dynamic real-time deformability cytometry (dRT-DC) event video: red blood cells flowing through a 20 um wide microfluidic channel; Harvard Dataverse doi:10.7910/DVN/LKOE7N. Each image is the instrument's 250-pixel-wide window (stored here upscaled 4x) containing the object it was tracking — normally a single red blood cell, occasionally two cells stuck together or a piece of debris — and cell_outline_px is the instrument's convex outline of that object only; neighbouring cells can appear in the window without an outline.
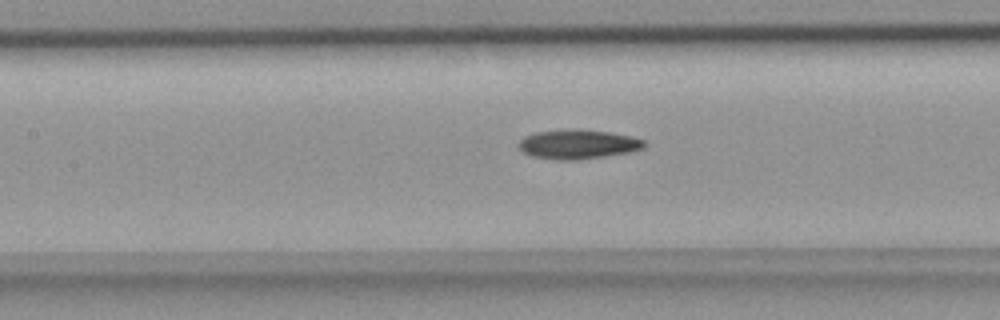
{"species": "common noctule bat (a hibernating species)", "species_latin": "Nyctalus noctula", "temperature_condition": "room temperature", "stored_images_in_passage": 31, "camera_frame_rate_fps": 3000, "um_per_image_px": 0.085, "animal": {"sex": "female", "body_mass_g": 18.4}, "frame": {"image": 1, "passage_image": 10, "time_ms": 3.0, "image_size_px": [1000, 320], "cell_outline_px": [[648, 144], [644, 148], [628, 152], [604, 156], [576, 160], [556, 160], [532, 156], [524, 152], [516, 144], [524, 136], [536, 132], [568, 128], [572, 128], [612, 132], [632, 136], [644, 140]], "centroid_in_image_um": [49.13, 12.24], "position_along_channel_um": 158.3, "area_um2": 21.73}}
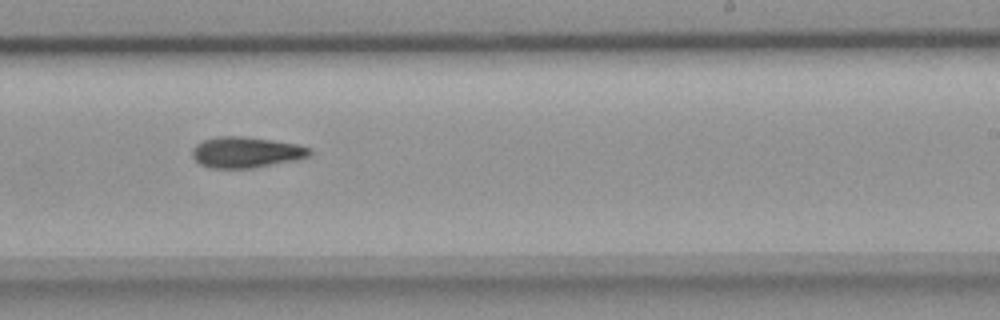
{"frame": {"image": 2, "passage_image": 18, "time_ms": 5.667, "image_size_px": [1000, 320], "cell_outline_px": [[312, 152], [308, 156], [296, 160], [252, 168], [212, 168], [200, 164], [192, 156], [192, 148], [196, 144], [204, 140], [220, 136], [244, 136], [272, 140], [296, 144], [312, 148]], "centroid_in_image_um": [20.92, 12.94], "position_along_channel_um": 268.1, "area_um2": 21.1}}
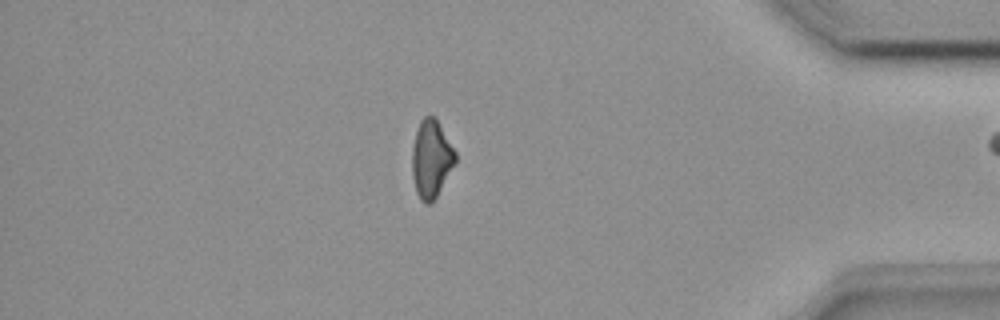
{"frame": {"image": 3, "passage_image": 30, "time_ms": 9.667, "image_size_px": [1000, 320], "cell_outline_px": [[456, 160], [436, 196], [428, 204], [424, 204], [420, 200], [416, 192], [412, 176], [412, 148], [416, 132], [420, 120], [424, 116], [432, 116], [436, 120], [456, 152]], "centroid_in_image_um": [36.62, 13.51], "position_along_channel_um": 398.6, "area_um2": 19.13}}